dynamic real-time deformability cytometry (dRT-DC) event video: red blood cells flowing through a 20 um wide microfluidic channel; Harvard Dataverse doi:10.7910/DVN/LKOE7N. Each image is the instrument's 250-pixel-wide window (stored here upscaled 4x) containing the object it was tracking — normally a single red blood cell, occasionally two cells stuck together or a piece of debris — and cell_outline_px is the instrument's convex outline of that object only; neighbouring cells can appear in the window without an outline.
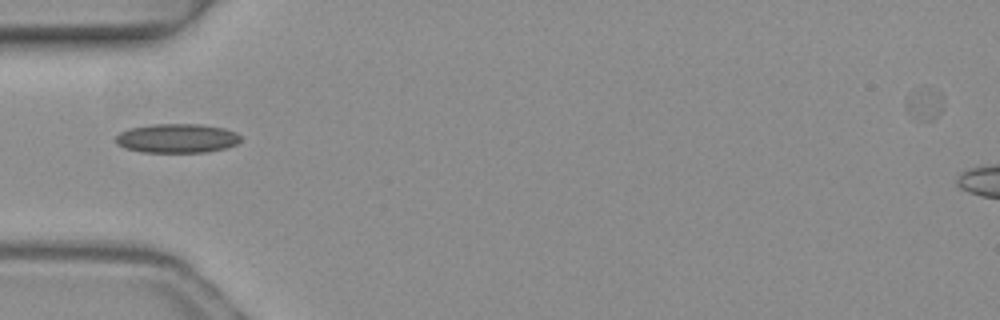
{"species": "common noctule bat (a hibernating species)", "species_latin": "Nyctalus noctula", "temperature_condition": "warm", "stored_images_in_passage": 6, "camera_frame_rate_fps": 3000, "um_per_image_px": 0.085, "animal": {"sex": "female", "body_mass_g": 19.3, "forearm_length_mm": 54.1}, "frame": {"image": 1, "passage_image": 5, "time_ms": 1.333, "image_size_px": [1000, 320], "cell_outline_px": [[240, 140], [236, 144], [228, 148], [208, 152], [140, 152], [124, 148], [116, 144], [116, 136], [120, 132], [128, 128], [152, 124], [200, 124], [224, 128], [236, 132], [240, 136]], "centroid_in_image_um": [15.03, 11.76], "position_along_channel_um": 70.0, "area_um2": 21.44}}
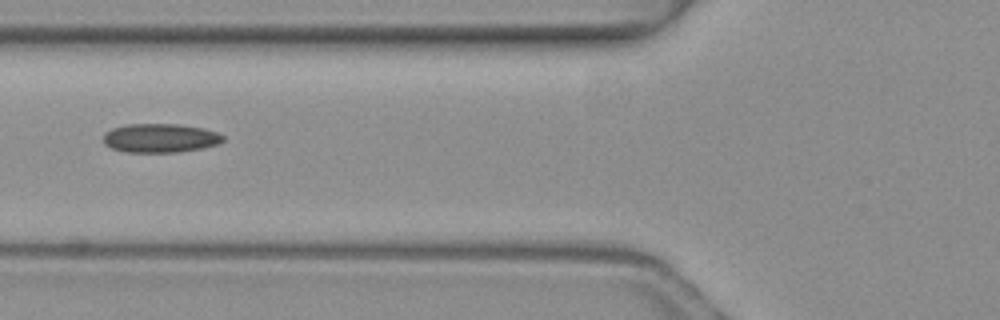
{"frame": {"image": 2, "passage_image": 6, "time_ms": 1.667, "image_size_px": [1000, 320], "cell_outline_px": [[224, 140], [220, 144], [180, 152], [124, 152], [112, 148], [104, 144], [104, 132], [112, 128], [128, 124], [180, 124], [204, 128], [216, 132], [224, 136]], "centroid_in_image_um": [13.62, 11.73], "position_along_channel_um": 112.2, "area_um2": 20.29}}